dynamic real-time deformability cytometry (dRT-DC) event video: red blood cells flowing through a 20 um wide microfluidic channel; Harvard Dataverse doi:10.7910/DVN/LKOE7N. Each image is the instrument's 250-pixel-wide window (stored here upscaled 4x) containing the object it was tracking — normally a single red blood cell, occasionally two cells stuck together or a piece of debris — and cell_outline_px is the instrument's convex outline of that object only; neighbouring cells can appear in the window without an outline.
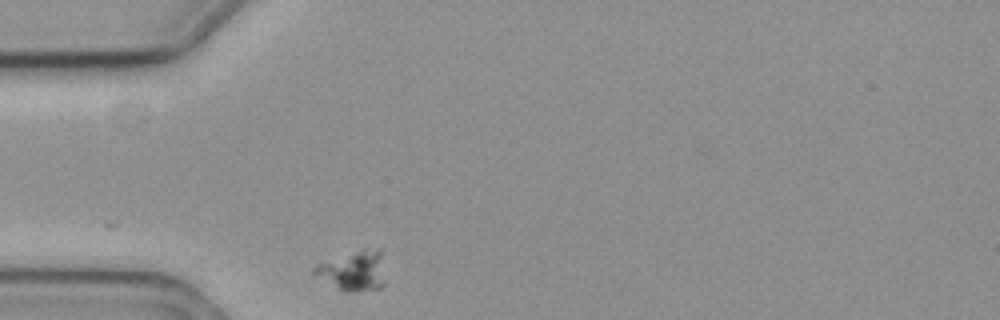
{"species": "common noctule bat (a hibernating species)", "species_latin": "Nyctalus noctula", "temperature_condition": "cold", "stored_images_in_passage": 4, "camera_frame_rate_fps": 3000, "um_per_image_px": 0.085, "animal": {"sex": "female", "body_mass_g": 19.3, "forearm_length_mm": 54.1}, "frame": {"image": 1, "passage_image": 1, "time_ms": 0.0, "image_size_px": [1000, 320], "cell_outline_px": [[384, 284], [380, 288], [356, 292], [344, 292], [312, 276], [312, 268], [316, 264], [364, 248], [380, 248], [384, 252]], "centroid_in_image_um": [30.04, 23.01], "position_along_channel_um": 55.0, "area_um2": 17.17}}